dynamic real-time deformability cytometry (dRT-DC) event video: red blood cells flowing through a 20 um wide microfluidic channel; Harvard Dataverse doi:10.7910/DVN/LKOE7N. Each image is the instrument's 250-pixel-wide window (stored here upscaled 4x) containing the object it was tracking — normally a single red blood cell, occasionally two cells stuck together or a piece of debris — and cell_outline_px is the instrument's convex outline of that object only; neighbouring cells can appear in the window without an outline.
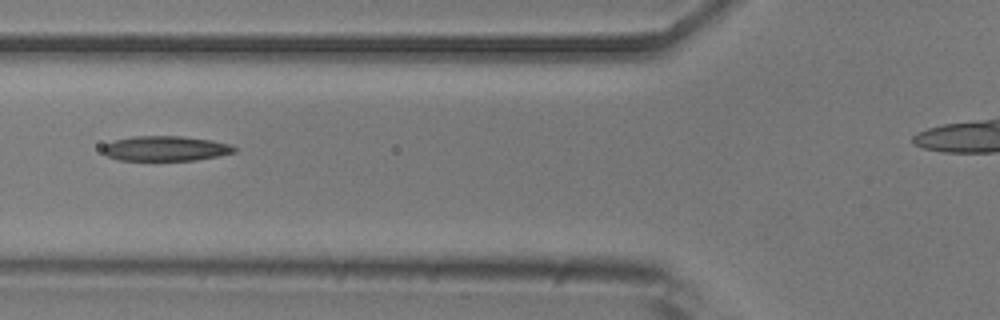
{"species": "common noctule bat (a hibernating species)", "species_latin": "Nyctalus noctula", "temperature_condition": "room temperature", "stored_images_in_passage": 9, "camera_frame_rate_fps": 3000, "um_per_image_px": 0.085, "animal": {"sex": "male", "body_mass_g": 20.5, "forearm_length_mm": 52.5}, "frame": {"image": 1, "passage_image": 6, "time_ms": 5.667, "image_size_px": [1000, 320], "cell_outline_px": [[236, 152], [196, 160], [116, 160], [108, 156], [100, 148], [104, 144], [116, 140], [132, 136], [180, 136], [212, 140], [228, 144], [236, 148]], "centroid_in_image_um": [14.03, 12.62], "position_along_channel_um": 111.8, "area_um2": 19.07}}
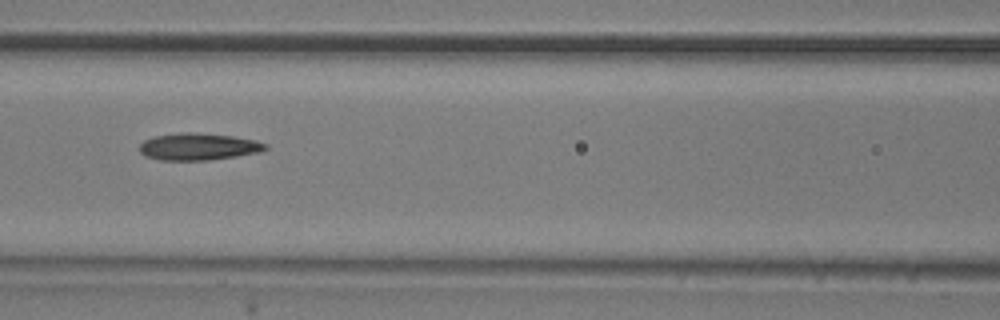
{"frame": {"image": 2, "passage_image": 7, "time_ms": 6.667, "image_size_px": [1000, 320], "cell_outline_px": [[268, 148], [260, 152], [236, 156], [208, 160], [160, 160], [144, 156], [140, 152], [140, 144], [144, 140], [156, 136], [184, 132], [196, 132], [232, 136], [256, 140], [268, 144]], "centroid_in_image_um": [16.88, 12.46], "position_along_channel_um": 149.7, "area_um2": 19.83}}